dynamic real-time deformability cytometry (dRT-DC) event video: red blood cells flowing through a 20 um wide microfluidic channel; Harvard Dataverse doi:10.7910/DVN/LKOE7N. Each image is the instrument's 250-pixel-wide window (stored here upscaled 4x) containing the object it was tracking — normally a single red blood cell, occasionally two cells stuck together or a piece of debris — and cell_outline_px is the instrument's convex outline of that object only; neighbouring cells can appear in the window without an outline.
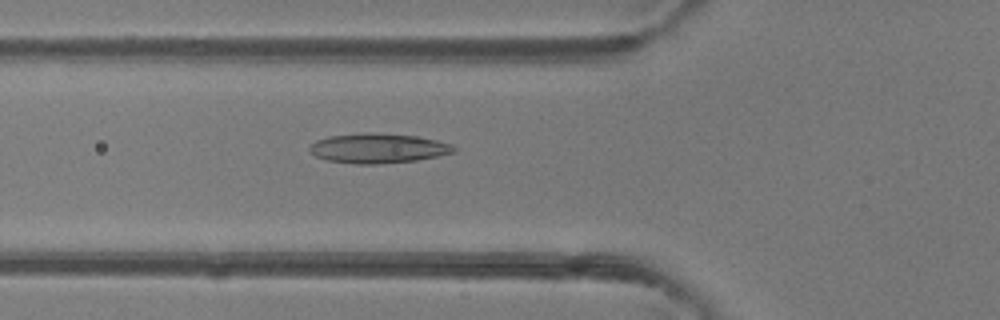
{"species": "common noctule bat (a hibernating species)", "species_latin": "Nyctalus noctula", "temperature_condition": "room temperature", "stored_images_in_passage": 34, "camera_frame_rate_fps": 3000, "um_per_image_px": 0.085, "animal": {"sex": "female"}, "frame": {"image": 1, "passage_image": 18, "time_ms": 5.667, "image_size_px": [1000, 320], "cell_outline_px": [[456, 152], [416, 160], [380, 164], [356, 164], [328, 160], [316, 156], [308, 152], [308, 148], [316, 140], [328, 136], [360, 132], [372, 132], [416, 136], [436, 140], [452, 144], [456, 148]], "centroid_in_image_um": [32.11, 12.59], "position_along_channel_um": 93.7, "area_um2": 25.14}}
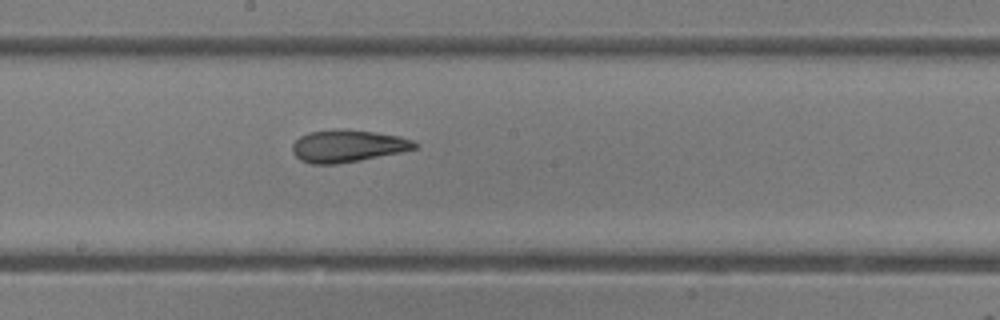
{"frame": {"image": 2, "passage_image": 27, "time_ms": 8.667, "image_size_px": [1000, 320], "cell_outline_px": [[420, 148], [360, 160], [336, 164], [312, 164], [300, 160], [292, 152], [292, 144], [300, 136], [308, 132], [372, 132], [400, 136], [412, 140], [420, 144]], "centroid_in_image_um": [29.59, 12.46], "position_along_channel_um": 218.6, "area_um2": 22.2}}
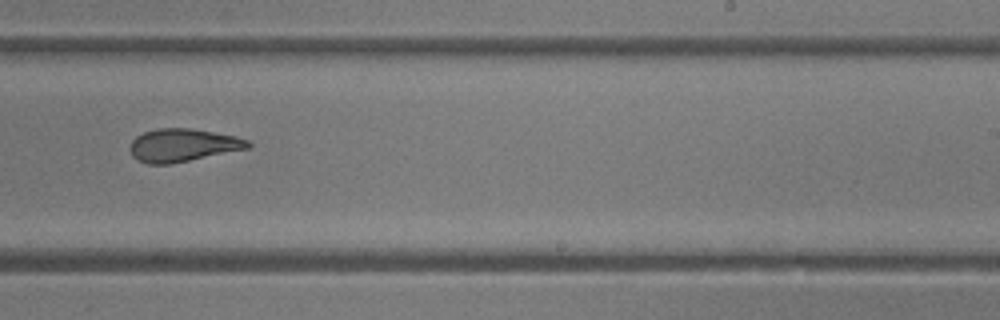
{"frame": {"image": 3, "passage_image": 31, "time_ms": 10.0, "image_size_px": [1000, 320], "cell_outline_px": [[252, 144], [248, 148], [168, 164], [148, 164], [136, 160], [132, 156], [132, 140], [136, 136], [144, 132], [156, 128], [192, 128], [236, 136], [248, 140]], "centroid_in_image_um": [15.53, 12.33], "position_along_channel_um": 273.5, "area_um2": 22.37}}